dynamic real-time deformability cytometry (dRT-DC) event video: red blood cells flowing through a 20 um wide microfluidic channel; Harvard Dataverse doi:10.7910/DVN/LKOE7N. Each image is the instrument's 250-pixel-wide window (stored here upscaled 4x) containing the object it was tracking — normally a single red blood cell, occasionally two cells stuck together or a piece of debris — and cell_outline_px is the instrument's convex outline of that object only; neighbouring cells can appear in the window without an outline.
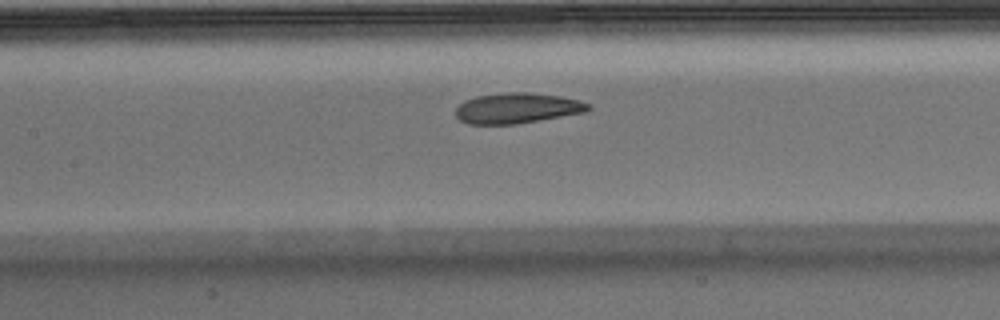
{"species": "Egyptian fruit bat (a non-hibernating species)", "species_latin": "Rousettus aegyptiacus", "temperature_condition": "warm", "stored_images_in_passage": 31, "camera_frame_rate_fps": 3000, "um_per_image_px": 0.085, "animal": {"sex": "male"}, "frame": {"image": 1, "passage_image": 14, "time_ms": 4.333, "image_size_px": [1000, 320], "cell_outline_px": [[592, 108], [584, 112], [516, 124], [468, 124], [460, 120], [456, 116], [456, 108], [464, 100], [476, 96], [508, 92], [532, 92], [560, 96], [580, 100], [592, 104]], "centroid_in_image_um": [43.97, 9.18], "position_along_channel_um": 163.4, "area_um2": 23.58}}
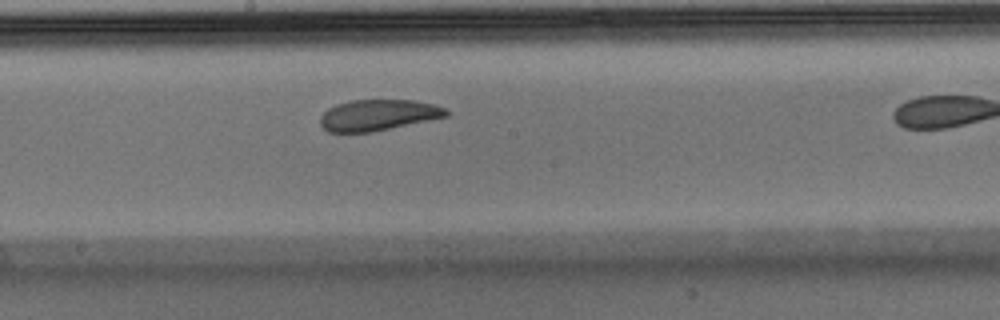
{"frame": {"image": 2, "passage_image": 18, "time_ms": 5.667, "image_size_px": [1000, 320], "cell_outline_px": [[448, 116], [372, 132], [328, 132], [320, 124], [320, 116], [328, 108], [336, 104], [352, 100], [416, 100], [448, 108]], "centroid_in_image_um": [32.14, 9.77], "position_along_channel_um": 216.1, "area_um2": 22.77}}